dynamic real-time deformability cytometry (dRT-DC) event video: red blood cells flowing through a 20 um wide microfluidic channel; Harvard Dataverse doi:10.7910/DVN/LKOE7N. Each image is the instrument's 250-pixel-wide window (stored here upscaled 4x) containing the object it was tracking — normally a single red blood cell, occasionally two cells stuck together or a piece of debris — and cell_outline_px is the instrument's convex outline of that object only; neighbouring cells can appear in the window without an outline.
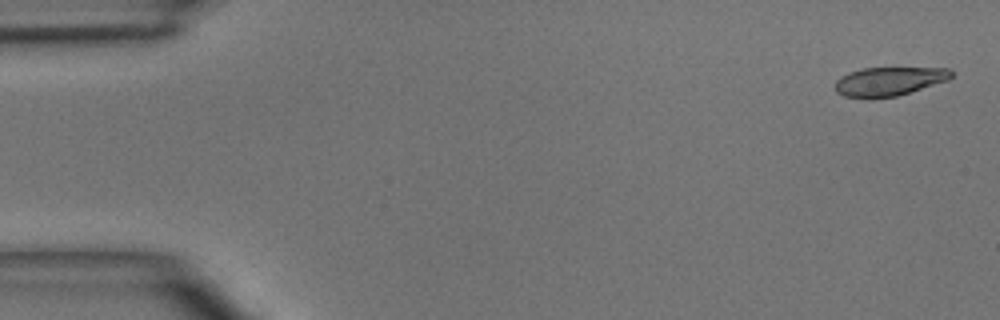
{"species": "common noctule bat (a hibernating species)", "species_latin": "Nyctalus noctula", "temperature_condition": "room temperature", "stored_images_in_passage": 6, "camera_frame_rate_fps": 3000, "um_per_image_px": 0.085, "animal": {"sex": "male", "body_mass_g": 15.6}, "frame": {"image": 1, "passage_image": 1, "time_ms": 0.0, "image_size_px": [1000, 320], "cell_outline_px": [[952, 76], [948, 80], [896, 96], [868, 100], [844, 96], [836, 92], [836, 80], [840, 76], [848, 72], [864, 68], [948, 68], [952, 72]], "centroid_in_image_um": [75.51, 6.93], "position_along_channel_um": 9.5, "area_um2": 19.65}}
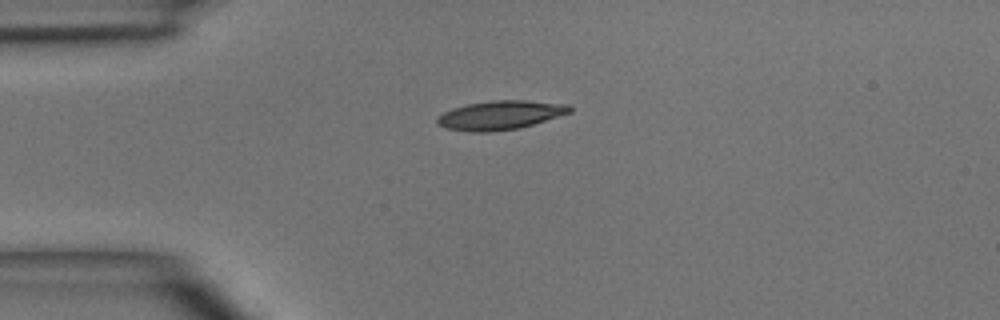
{"frame": {"image": 2, "passage_image": 4, "time_ms": 3.333, "image_size_px": [1000, 320], "cell_outline_px": [[572, 112], [520, 128], [492, 132], [472, 132], [448, 128], [436, 124], [436, 116], [452, 108], [468, 104], [492, 100], [524, 100], [568, 104], [572, 108]], "centroid_in_image_um": [42.51, 9.79], "position_along_channel_um": 42.5, "area_um2": 22.43}}
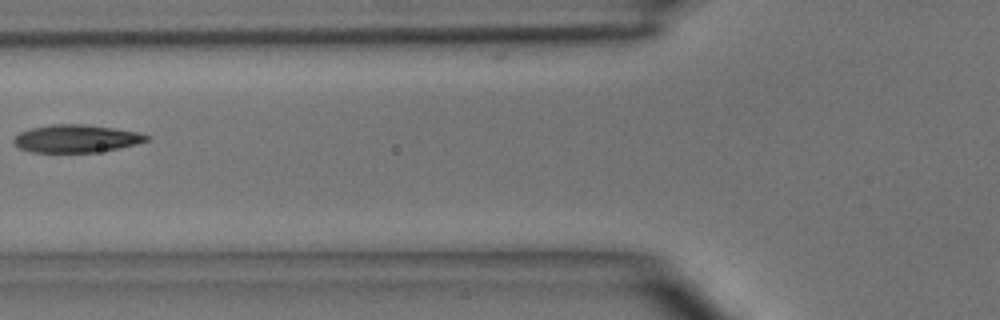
{"frame": {"image": 3, "passage_image": 6, "time_ms": 5.667, "image_size_px": [1000, 320], "cell_outline_px": [[148, 140], [136, 144], [120, 148], [96, 152], [32, 152], [20, 148], [12, 140], [20, 132], [32, 128], [52, 124], [84, 124], [112, 128], [136, 132], [148, 136]], "centroid_in_image_um": [6.46, 11.78], "position_along_channel_um": 119.3, "area_um2": 21.15}}